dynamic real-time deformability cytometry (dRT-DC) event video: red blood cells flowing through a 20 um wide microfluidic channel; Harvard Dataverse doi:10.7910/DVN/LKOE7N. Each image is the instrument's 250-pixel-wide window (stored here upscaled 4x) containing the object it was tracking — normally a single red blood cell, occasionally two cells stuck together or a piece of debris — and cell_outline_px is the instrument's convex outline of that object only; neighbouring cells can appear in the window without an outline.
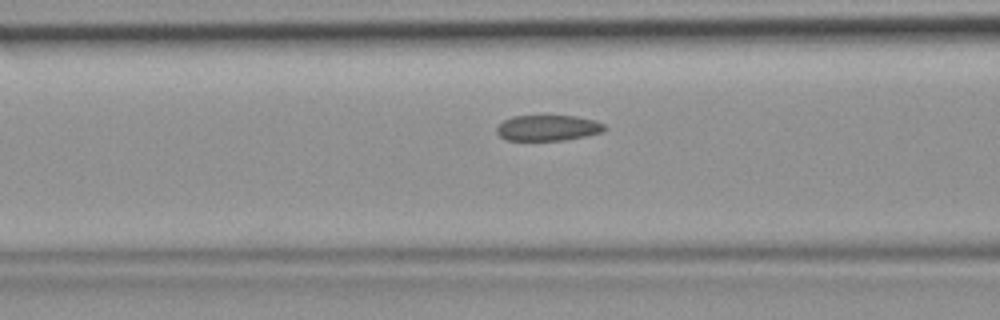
{"species": "common noctule bat (a hibernating species)", "species_latin": "Nyctalus noctula", "temperature_condition": "room temperature", "stored_images_in_passage": 34, "camera_frame_rate_fps": 3000, "um_per_image_px": 0.085, "animal": {"sex": "female", "body_mass_g": 19.9}, "frame": {"image": 1, "passage_image": 13, "time_ms": 4.0, "image_size_px": [1000, 320], "cell_outline_px": [[608, 128], [604, 132], [564, 140], [508, 140], [500, 136], [496, 132], [496, 128], [504, 120], [512, 116], [576, 116], [592, 120], [604, 124]], "centroid_in_image_um": [46.58, 10.87], "position_along_channel_um": 120.0, "area_um2": 16.07}}
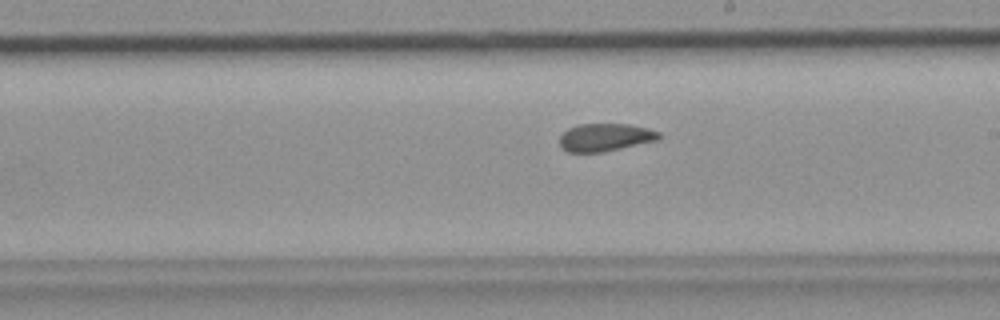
{"frame": {"image": 2, "passage_image": 21, "time_ms": 6.667, "image_size_px": [1000, 320], "cell_outline_px": [[660, 136], [656, 140], [604, 152], [568, 152], [560, 148], [560, 136], [568, 128], [580, 124], [628, 124], [648, 128], [660, 132]], "centroid_in_image_um": [51.41, 11.67], "position_along_channel_um": 237.6, "area_um2": 16.01}}
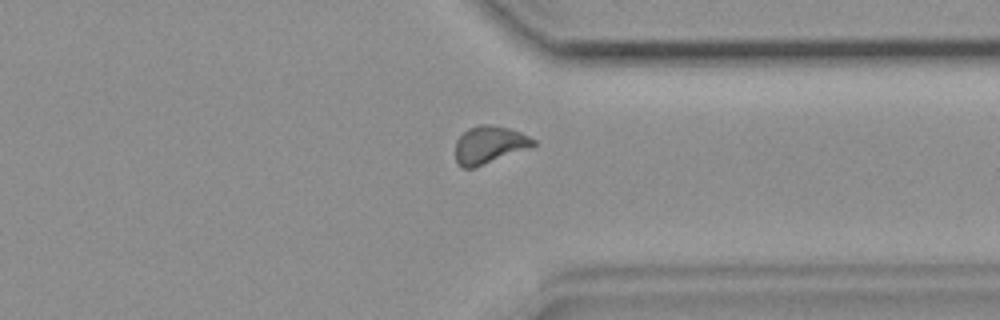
{"frame": {"image": 3, "passage_image": 30, "time_ms": 9.667, "image_size_px": [1000, 320], "cell_outline_px": [[536, 144], [532, 148], [472, 168], [464, 168], [456, 164], [456, 140], [468, 128], [480, 124], [488, 124], [508, 128], [520, 132], [536, 140]], "centroid_in_image_um": [41.61, 12.31], "position_along_channel_um": 369.8, "area_um2": 17.11}}